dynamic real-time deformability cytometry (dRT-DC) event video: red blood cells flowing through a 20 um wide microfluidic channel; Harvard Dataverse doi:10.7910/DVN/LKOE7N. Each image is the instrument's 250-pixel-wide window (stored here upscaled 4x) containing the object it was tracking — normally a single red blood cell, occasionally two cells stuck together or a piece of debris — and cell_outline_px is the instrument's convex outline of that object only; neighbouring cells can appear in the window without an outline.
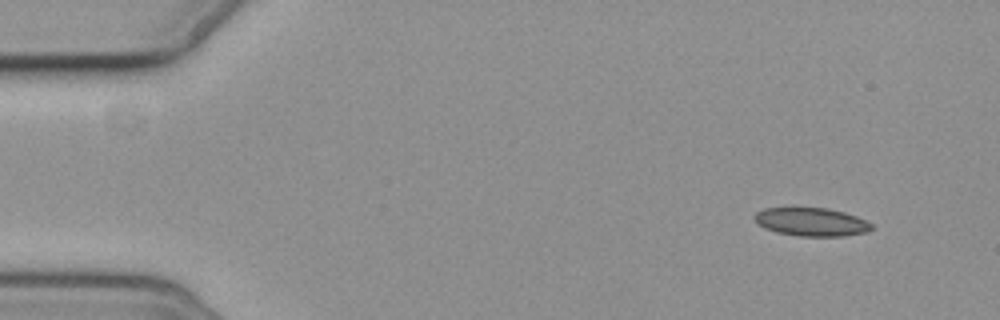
{"species": "common noctule bat (a hibernating species)", "species_latin": "Nyctalus noctula", "temperature_condition": "cold", "stored_images_in_passage": 8, "camera_frame_rate_fps": 3000, "um_per_image_px": 0.085, "animal": {"sex": "female", "body_mass_g": 19.3, "forearm_length_mm": 54.1}, "frame": {"image": 1, "passage_image": 1, "time_ms": 0.0, "image_size_px": [1000, 320], "cell_outline_px": [[872, 228], [868, 232], [844, 236], [800, 236], [776, 232], [764, 228], [752, 216], [756, 212], [764, 208], [828, 208], [844, 212], [856, 216], [872, 224]], "centroid_in_image_um": [68.97, 18.86], "position_along_channel_um": 16.0, "area_um2": 19.25}}
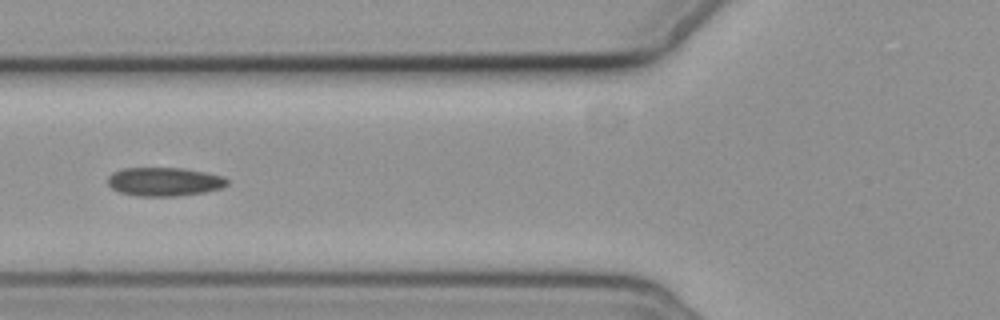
{"frame": {"image": 2, "passage_image": 6, "time_ms": 5.667, "image_size_px": [1000, 320], "cell_outline_px": [[228, 184], [220, 188], [204, 192], [176, 196], [136, 196], [120, 192], [112, 188], [108, 184], [108, 176], [112, 172], [124, 168], [184, 168], [224, 176], [228, 180]], "centroid_in_image_um": [13.95, 15.44], "position_along_channel_um": 111.8, "area_um2": 19.94}}
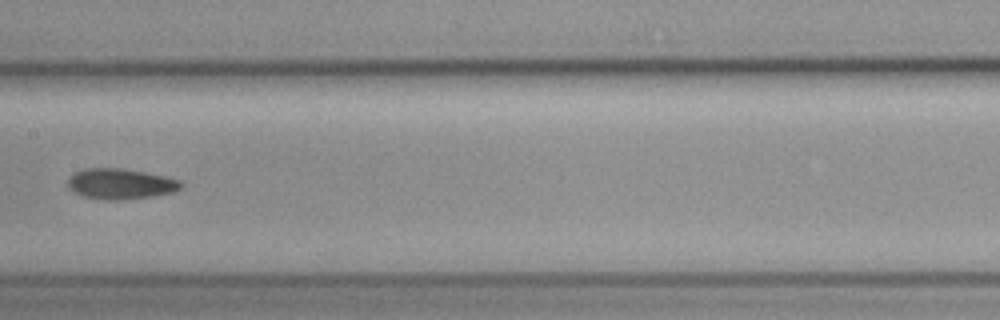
{"frame": {"image": 3, "passage_image": 8, "time_ms": 8.0, "image_size_px": [1000, 320], "cell_outline_px": [[184, 184], [176, 192], [152, 196], [120, 200], [104, 200], [84, 196], [68, 188], [68, 180], [76, 172], [84, 168], [120, 168], [144, 172], [164, 176], [180, 180]], "centroid_in_image_um": [10.28, 15.63], "position_along_channel_um": 197.1, "area_um2": 20.06}}